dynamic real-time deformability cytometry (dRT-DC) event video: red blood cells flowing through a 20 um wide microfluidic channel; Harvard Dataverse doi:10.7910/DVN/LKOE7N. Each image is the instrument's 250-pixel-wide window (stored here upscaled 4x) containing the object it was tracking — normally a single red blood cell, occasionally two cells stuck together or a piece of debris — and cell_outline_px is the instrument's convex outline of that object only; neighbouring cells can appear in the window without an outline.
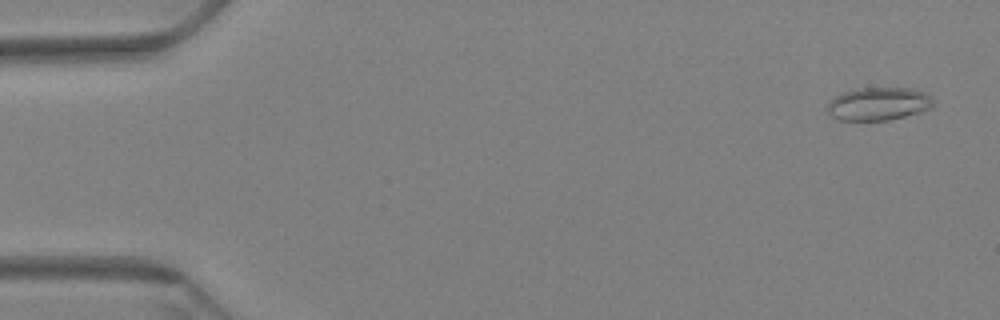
{"species": "Egyptian fruit bat (a non-hibernating species)", "species_latin": "Rousettus aegyptiacus", "temperature_condition": "warm", "stored_images_in_passage": 63, "camera_frame_rate_fps": 3000, "um_per_image_px": 0.085, "animal": {"sex": "female"}, "frame": {"image": 1, "passage_image": 3, "time_ms": 0.667, "image_size_px": [1000, 320], "cell_outline_px": [[936, 104], [932, 108], [920, 112], [888, 120], [840, 120], [832, 116], [828, 112], [828, 100], [840, 92], [856, 88], [912, 88], [924, 92]], "centroid_in_image_um": [74.65, 8.81], "position_along_channel_um": 10.3, "area_um2": 20.52}}
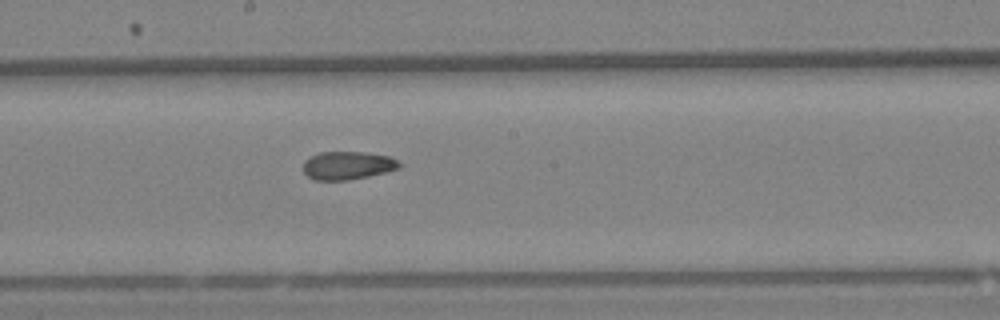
{"frame": {"image": 2, "passage_image": 35, "time_ms": 11.333, "image_size_px": [1000, 320], "cell_outline_px": [[404, 164], [400, 168], [368, 176], [348, 180], [316, 180], [308, 176], [304, 172], [304, 160], [320, 152], [364, 152], [388, 156]], "centroid_in_image_um": [29.56, 14.06], "position_along_channel_um": 218.6, "area_um2": 15.66}}
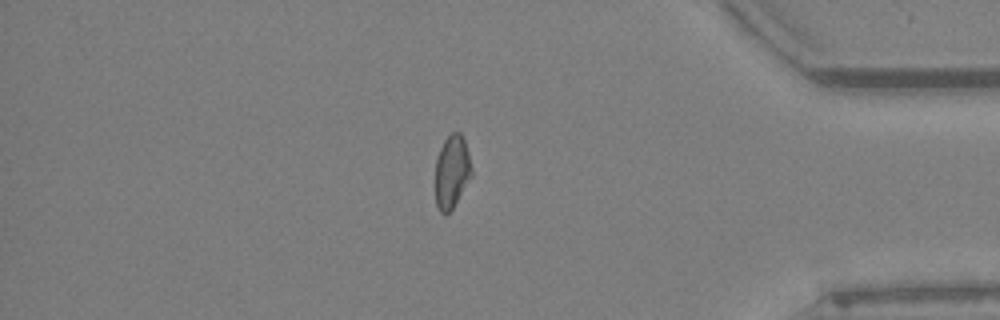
{"frame": {"image": 3, "passage_image": 54, "time_ms": 17.667, "image_size_px": [1000, 320], "cell_outline_px": [[472, 176], [452, 208], [444, 216], [440, 212], [436, 204], [436, 160], [440, 148], [444, 140], [452, 132], [460, 132], [464, 140], [468, 152], [472, 168]], "centroid_in_image_um": [38.41, 14.59], "position_along_channel_um": 396.8, "area_um2": 15.32}, "authors_computed_cell_mechanics": {"area_um2": 16.7042, "velocity_mm_per_s": 3.2856, "shape_relaxation_time_tau1_ms": null, "shape_relaxation_time_tau2_ms": 2.4493, "deformation_change_tau1": null, "deformation_change_tau2": 0.0771}}